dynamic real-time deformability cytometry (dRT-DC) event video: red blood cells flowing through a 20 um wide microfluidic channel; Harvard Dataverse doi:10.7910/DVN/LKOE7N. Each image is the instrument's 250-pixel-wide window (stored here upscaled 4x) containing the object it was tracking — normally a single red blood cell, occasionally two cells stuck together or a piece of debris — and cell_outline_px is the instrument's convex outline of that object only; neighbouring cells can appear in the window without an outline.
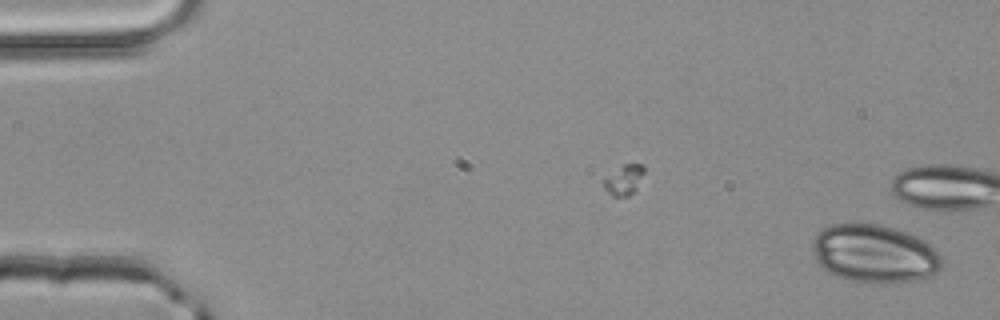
{"species": "common noctule bat (a hibernating species)", "species_latin": "Nyctalus noctula", "temperature_condition": "room temperature", "stored_images_in_passage": 3, "camera_frame_rate_fps": 3000, "um_per_image_px": 0.085, "animal": {"sex": "male", "body_mass_g": 20.4}, "frame": {"image": 1, "passage_image": 3, "time_ms": 0.667, "image_size_px": [1000, 320], "cell_outline_px": [[944, 260], [940, 268], [936, 272], [920, 280], [900, 284], [884, 284], [848, 280], [836, 276], [828, 272], [816, 260], [812, 244], [812, 240], [816, 232], [832, 224], [880, 224], [896, 228], [916, 236], [924, 240]], "centroid_in_image_um": [74.33, 21.58], "position_along_channel_um": 10.7, "area_um2": 44.16}}